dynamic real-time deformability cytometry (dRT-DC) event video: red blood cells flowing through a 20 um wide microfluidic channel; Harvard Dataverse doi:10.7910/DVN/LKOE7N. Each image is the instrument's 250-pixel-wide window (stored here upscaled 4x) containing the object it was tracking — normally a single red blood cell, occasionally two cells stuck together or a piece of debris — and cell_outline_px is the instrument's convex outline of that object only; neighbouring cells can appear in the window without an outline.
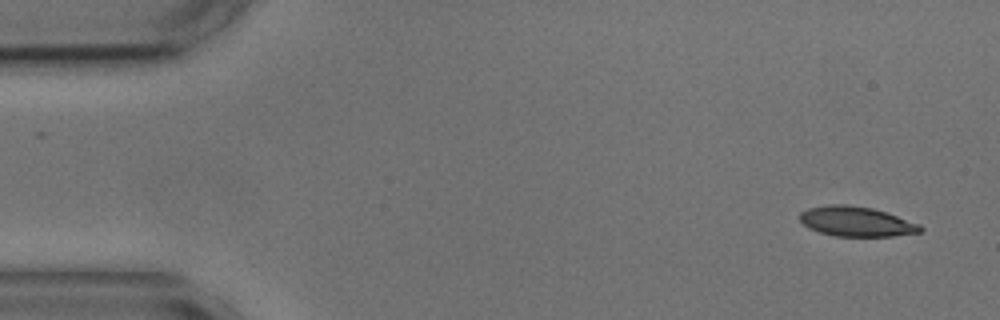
{"species": "common noctule bat (a hibernating species)", "species_latin": "Nyctalus noctula", "temperature_condition": "cold", "stored_images_in_passage": 4, "camera_frame_rate_fps": 3000, "um_per_image_px": 0.085, "animal": {"sex": "male", "body_mass_g": 17.9, "forearm_length_mm": 54.2}, "frame": {"image": 1, "passage_image": 1, "time_ms": 0.0, "image_size_px": [1000, 320], "cell_outline_px": [[924, 228], [920, 232], [892, 236], [836, 236], [820, 232], [808, 228], [800, 220], [800, 212], [808, 208], [828, 204], [848, 204], [872, 208], [920, 224]], "centroid_in_image_um": [72.76, 18.82], "position_along_channel_um": 12.2, "area_um2": 20.87}}
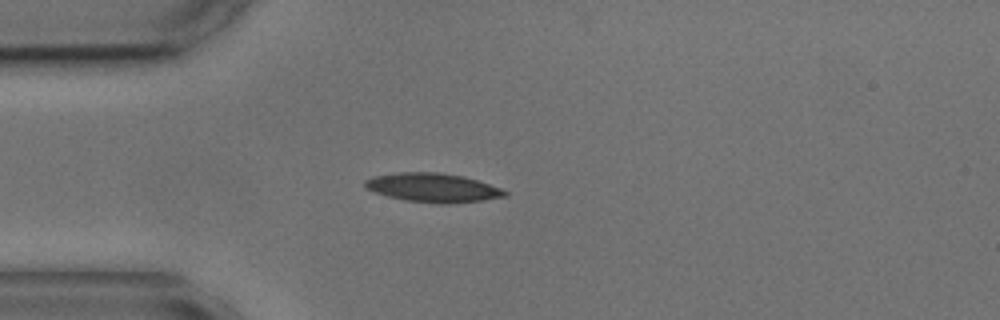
{"frame": {"image": 2, "passage_image": 4, "time_ms": 3.667, "image_size_px": [1000, 320], "cell_outline_px": [[508, 196], [480, 200], [448, 204], [440, 204], [404, 200], [388, 196], [376, 192], [368, 188], [364, 184], [364, 180], [372, 176], [400, 172], [436, 172], [464, 176], [500, 188], [508, 192]], "centroid_in_image_um": [36.79, 15.95], "position_along_channel_um": 48.2, "area_um2": 23.41}}